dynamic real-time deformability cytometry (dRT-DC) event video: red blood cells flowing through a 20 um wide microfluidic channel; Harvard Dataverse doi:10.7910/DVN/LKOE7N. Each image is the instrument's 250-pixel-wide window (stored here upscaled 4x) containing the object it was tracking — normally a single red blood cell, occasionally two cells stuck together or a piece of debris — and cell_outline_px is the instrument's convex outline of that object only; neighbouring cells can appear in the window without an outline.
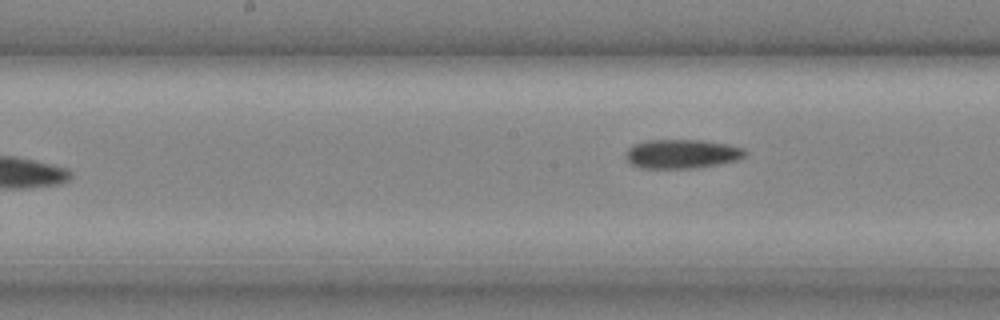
{"species": "common noctule bat (a hibernating species)", "species_latin": "Nyctalus noctula", "temperature_condition": "cold", "stored_images_in_passage": 14, "camera_frame_rate_fps": 3000, "um_per_image_px": 0.085, "animal": {"sex": "male", "body_mass_g": 20.4}, "frame": {"image": 1, "passage_image": 14, "time_ms": 4.333, "image_size_px": [1000, 320], "cell_outline_px": [[748, 152], [744, 156], [736, 160], [720, 164], [696, 168], [640, 168], [632, 164], [624, 156], [624, 152], [632, 144], [644, 140], [700, 140], [728, 144], [744, 148]], "centroid_in_image_um": [57.93, 13.07], "position_along_channel_um": 190.3, "area_um2": 20.46}}